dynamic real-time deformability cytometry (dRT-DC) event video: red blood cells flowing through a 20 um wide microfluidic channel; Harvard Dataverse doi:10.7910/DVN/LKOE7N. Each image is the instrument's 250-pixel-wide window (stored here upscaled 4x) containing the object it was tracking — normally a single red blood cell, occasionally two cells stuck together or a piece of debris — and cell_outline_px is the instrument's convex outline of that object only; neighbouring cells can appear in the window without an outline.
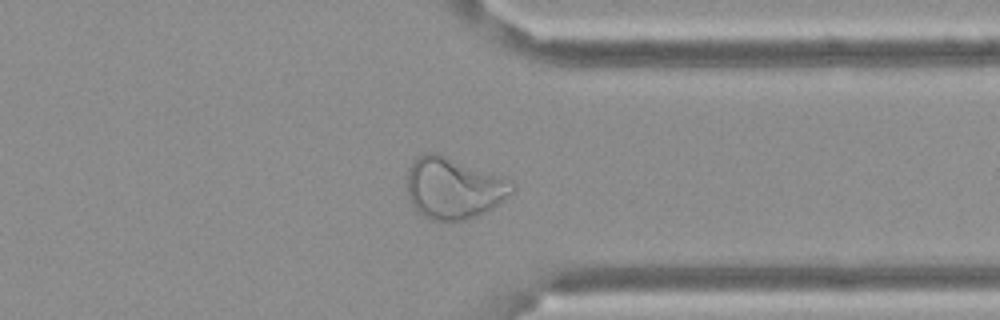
{"species": "Egyptian fruit bat (a non-hibernating species)", "species_latin": "Rousettus aegyptiacus", "temperature_condition": "cold", "stored_images_in_passage": 59, "camera_frame_rate_fps": 3000, "um_per_image_px": 0.085, "frame": {"image": 1, "passage_image": 46, "time_ms": 15.0, "image_size_px": [1000, 320], "cell_outline_px": [[512, 192], [492, 208], [476, 216], [464, 220], [440, 224], [424, 216], [408, 200], [408, 168], [424, 152], [436, 152], [500, 176], [508, 180], [512, 184]], "centroid_in_image_um": [38.51, 16.02], "position_along_channel_um": 372.9, "area_um2": 37.22}}
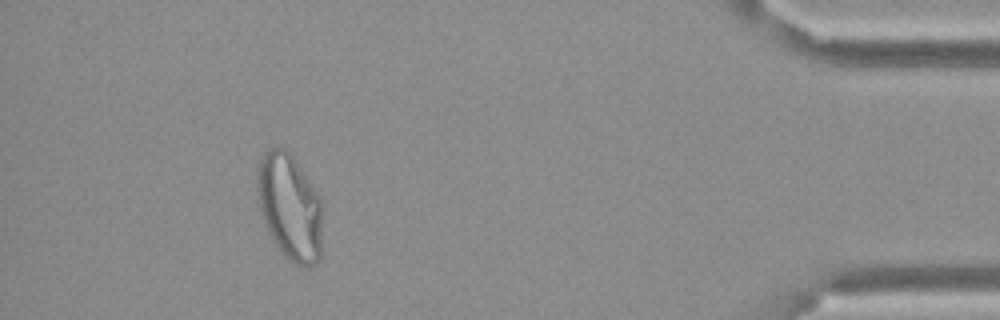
{"frame": {"image": 2, "passage_image": 54, "time_ms": 17.667, "image_size_px": [1000, 320], "cell_outline_px": [[320, 256], [316, 264], [308, 268], [300, 268], [292, 264], [288, 260], [276, 244], [268, 232], [260, 208], [256, 188], [256, 184], [260, 156], [264, 152], [272, 148], [284, 148], [296, 160], [320, 196]], "centroid_in_image_um": [24.61, 17.61], "position_along_channel_um": 410.6, "area_um2": 40.29}}